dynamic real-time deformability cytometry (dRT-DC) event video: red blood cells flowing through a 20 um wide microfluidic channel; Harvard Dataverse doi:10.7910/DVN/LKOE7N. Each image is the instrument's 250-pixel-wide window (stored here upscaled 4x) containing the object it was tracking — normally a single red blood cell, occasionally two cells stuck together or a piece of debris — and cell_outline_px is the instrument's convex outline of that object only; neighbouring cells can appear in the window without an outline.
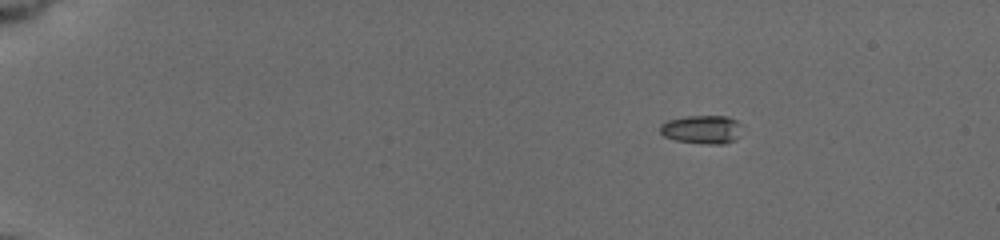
{"species": "common noctule bat (a hibernating species)", "species_latin": "Nyctalus noctula", "temperature_condition": "cold", "stored_images_in_passage": 48, "camera_frame_rate_fps": 3000, "um_per_image_px": 0.085, "animal": {"sex": "female", "body_mass_g": 19.5, "forearm_length_mm": 54.1}, "frame": {"image": 1, "passage_image": 1, "time_ms": 0.0, "image_size_px": [1000, 240], "cell_outline_px": [[744, 124], [736, 140], [724, 144], [704, 144], [676, 140], [664, 136], [660, 132], [660, 124], [668, 120], [684, 116], [728, 116]], "centroid_in_image_um": [59.71, 11.0], "position_along_channel_um": 25.3, "area_um2": 13.87}}
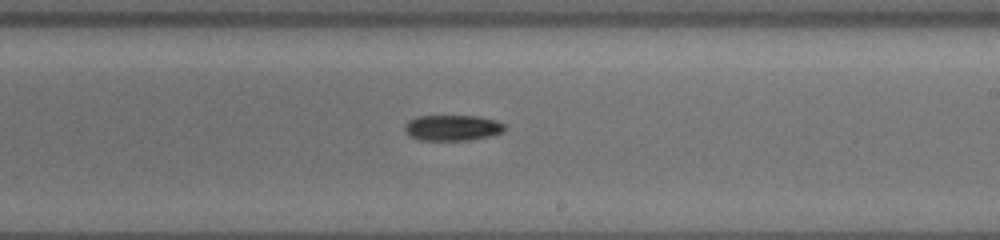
{"frame": {"image": 2, "passage_image": 28, "time_ms": 9.0, "image_size_px": [1000, 240], "cell_outline_px": [[504, 128], [500, 132], [488, 136], [468, 140], [420, 140], [412, 136], [404, 128], [404, 124], [408, 120], [416, 116], [480, 116], [496, 120], [504, 124]], "centroid_in_image_um": [38.43, 10.84], "position_along_channel_um": 250.6, "area_um2": 14.8}}
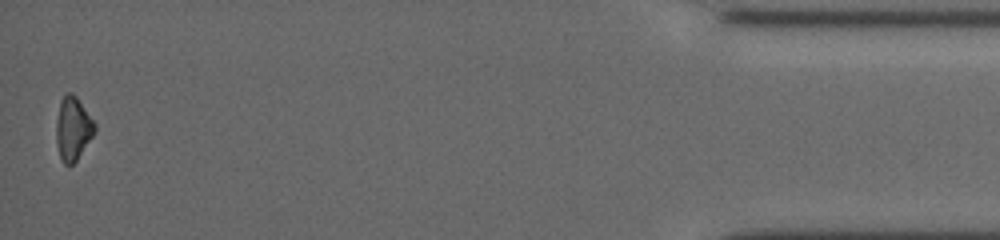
{"frame": {"image": 3, "passage_image": 48, "time_ms": 15.667, "image_size_px": [1000, 240], "cell_outline_px": [[96, 132], [76, 160], [72, 164], [64, 164], [60, 156], [56, 140], [56, 120], [60, 100], [68, 92], [72, 92], [76, 96], [96, 124]], "centroid_in_image_um": [6.2, 10.91], "position_along_channel_um": 429.0, "area_um2": 14.16}}